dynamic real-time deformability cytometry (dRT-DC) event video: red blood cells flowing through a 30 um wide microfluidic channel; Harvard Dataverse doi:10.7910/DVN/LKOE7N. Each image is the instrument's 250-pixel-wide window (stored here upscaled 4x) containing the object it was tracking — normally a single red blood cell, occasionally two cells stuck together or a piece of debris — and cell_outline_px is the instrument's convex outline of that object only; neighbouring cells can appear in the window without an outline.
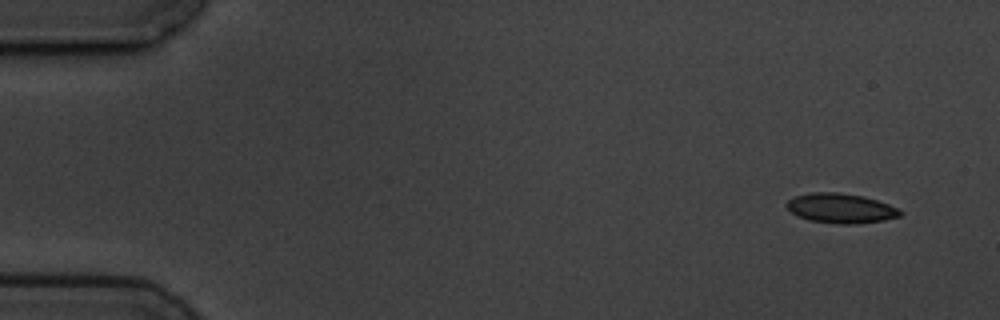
{"species": "common noctule bat (a hibernating species)", "species_latin": "Nyctalus noctula", "temperature_condition": "cold", "stored_images_in_passage": 5, "segment_of_instrument_passage": [1, 2], "camera_frame_rate_fps": 3000, "um_per_image_px": 0.085, "animal": {"sex": "male", "body_mass_g": 19.5, "forearm_length_mm": 54.6}, "frame": {"image": 1, "passage_image": 1, "time_ms": 0.0, "image_size_px": [1000, 320], "cell_outline_px": [[904, 212], [900, 216], [884, 220], [856, 224], [840, 224], [808, 220], [792, 212], [784, 204], [788, 200], [796, 196], [812, 192], [840, 192], [864, 196], [888, 204]], "centroid_in_image_um": [71.47, 17.7], "position_along_channel_um": 13.5, "area_um2": 19.59}}